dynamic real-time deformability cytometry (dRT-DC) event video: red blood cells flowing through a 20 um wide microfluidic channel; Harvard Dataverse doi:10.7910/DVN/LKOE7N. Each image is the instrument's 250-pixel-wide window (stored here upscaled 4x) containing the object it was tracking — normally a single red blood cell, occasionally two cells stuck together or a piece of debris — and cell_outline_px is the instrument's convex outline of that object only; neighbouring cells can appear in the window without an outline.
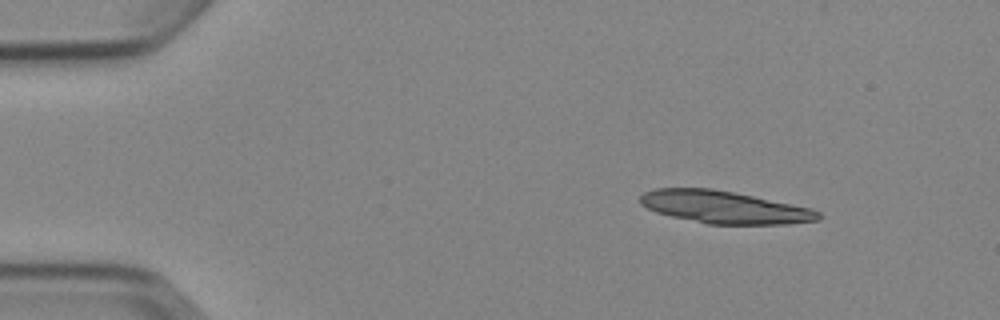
{"species": "Egyptian fruit bat (a non-hibernating species)", "species_latin": "Rousettus aegyptiacus", "temperature_condition": "cold", "stored_images_in_passage": 5, "segment_of_instrument_passage": [1, 2], "camera_frame_rate_fps": 3000, "um_per_image_px": 0.085, "animal": {"sex": "female"}, "frame": {"image": 1, "passage_image": 1, "time_ms": 0.0, "image_size_px": [1000, 320], "cell_outline_px": [[820, 220], [788, 224], [708, 224], [672, 216], [656, 212], [640, 204], [640, 196], [644, 192], [656, 188], [712, 188], [812, 208], [820, 212]], "centroid_in_image_um": [61.57, 17.61], "position_along_channel_um": 23.4, "area_um2": 33.47}}